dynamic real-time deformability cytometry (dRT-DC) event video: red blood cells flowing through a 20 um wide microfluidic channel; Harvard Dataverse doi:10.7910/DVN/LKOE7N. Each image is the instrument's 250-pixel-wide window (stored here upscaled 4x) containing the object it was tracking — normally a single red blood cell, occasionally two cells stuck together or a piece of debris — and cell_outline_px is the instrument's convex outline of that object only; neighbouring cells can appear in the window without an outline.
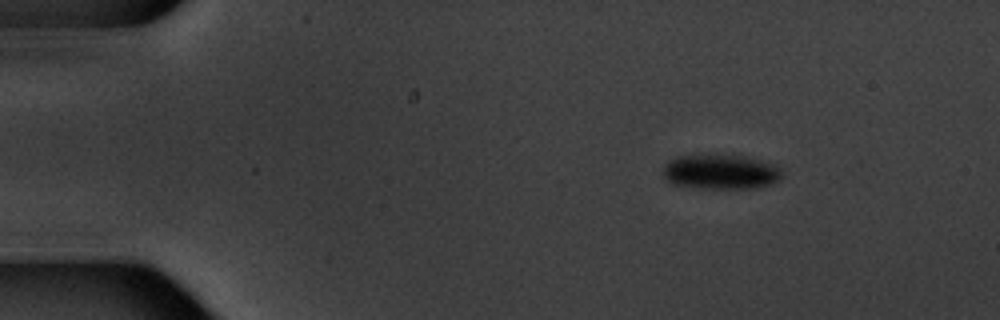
{"species": "common noctule bat (a hibernating species)", "species_latin": "Nyctalus noctula", "temperature_condition": "warm", "stored_images_in_passage": 6, "camera_frame_rate_fps": 3000, "um_per_image_px": 0.085, "animal": {"sex": "male", "body_mass_g": 20.1, "forearm_length_mm": 53.5}, "frame": {"image": 1, "passage_image": 1, "time_ms": 0.0, "image_size_px": [1000, 320], "cell_outline_px": [[784, 176], [780, 180], [772, 184], [756, 188], [704, 188], [676, 184], [668, 180], [660, 172], [664, 164], [668, 160], [676, 156], [740, 156], [772, 164], [780, 168]], "centroid_in_image_um": [61.25, 14.62], "position_along_channel_um": 23.7, "area_um2": 23.76}}
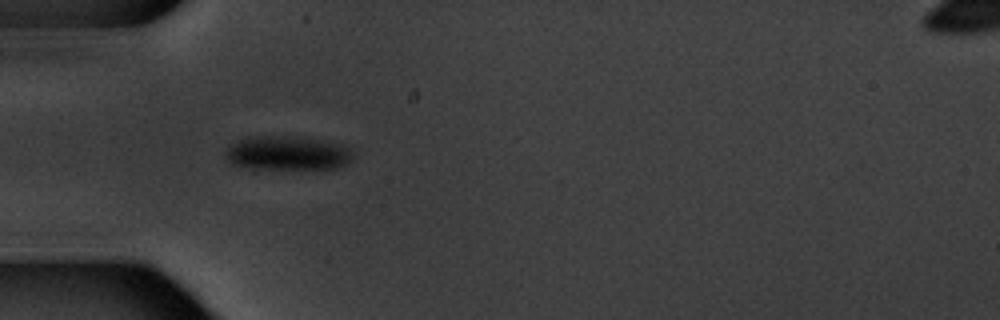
{"frame": {"image": 2, "passage_image": 4, "time_ms": 3.333, "image_size_px": [1000, 320], "cell_outline_px": [[352, 160], [336, 168], [264, 168], [232, 164], [228, 160], [224, 152], [232, 144], [248, 136], [288, 136], [344, 144], [352, 152]], "centroid_in_image_um": [24.44, 13.0], "position_along_channel_um": 60.6, "area_um2": 24.68}}